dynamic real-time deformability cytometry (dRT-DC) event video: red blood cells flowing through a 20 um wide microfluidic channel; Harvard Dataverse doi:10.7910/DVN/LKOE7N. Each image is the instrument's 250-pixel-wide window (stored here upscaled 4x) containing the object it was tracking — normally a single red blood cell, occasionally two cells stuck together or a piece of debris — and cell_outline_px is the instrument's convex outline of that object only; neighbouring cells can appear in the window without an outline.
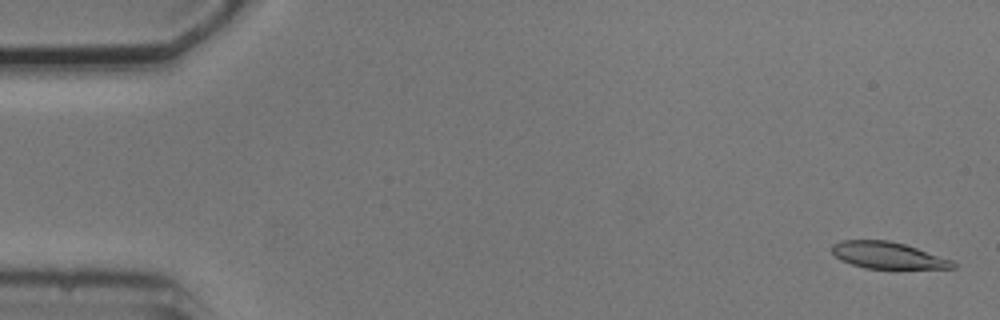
{"species": "common noctule bat (a hibernating species)", "species_latin": "Nyctalus noctula", "temperature_condition": "cold", "stored_images_in_passage": 4, "camera_frame_rate_fps": 3000, "um_per_image_px": 0.085, "animal": {"sex": "male", "body_mass_g": 20.5, "forearm_length_mm": 52.5}, "frame": {"image": 1, "passage_image": 1, "time_ms": 0.0, "image_size_px": [1000, 320], "cell_outline_px": [[956, 268], [864, 268], [840, 260], [832, 252], [832, 244], [840, 240], [888, 240], [904, 244], [952, 260], [956, 264]], "centroid_in_image_um": [75.42, 21.69], "position_along_channel_um": 9.6, "area_um2": 18.55}}
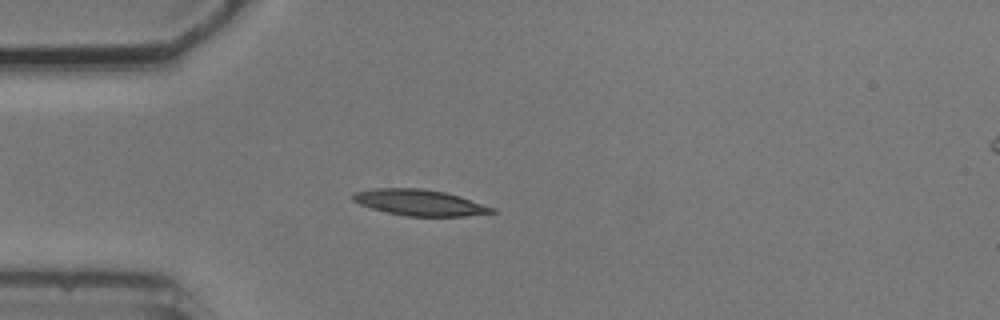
{"frame": {"image": 2, "passage_image": 4, "time_ms": 4.333, "image_size_px": [1000, 320], "cell_outline_px": [[496, 212], [464, 216], [408, 216], [388, 212], [372, 208], [360, 204], [352, 200], [352, 192], [376, 188], [424, 188], [444, 192], [460, 196], [496, 208]], "centroid_in_image_um": [35.67, 17.21], "position_along_channel_um": 49.3, "area_um2": 21.04}}